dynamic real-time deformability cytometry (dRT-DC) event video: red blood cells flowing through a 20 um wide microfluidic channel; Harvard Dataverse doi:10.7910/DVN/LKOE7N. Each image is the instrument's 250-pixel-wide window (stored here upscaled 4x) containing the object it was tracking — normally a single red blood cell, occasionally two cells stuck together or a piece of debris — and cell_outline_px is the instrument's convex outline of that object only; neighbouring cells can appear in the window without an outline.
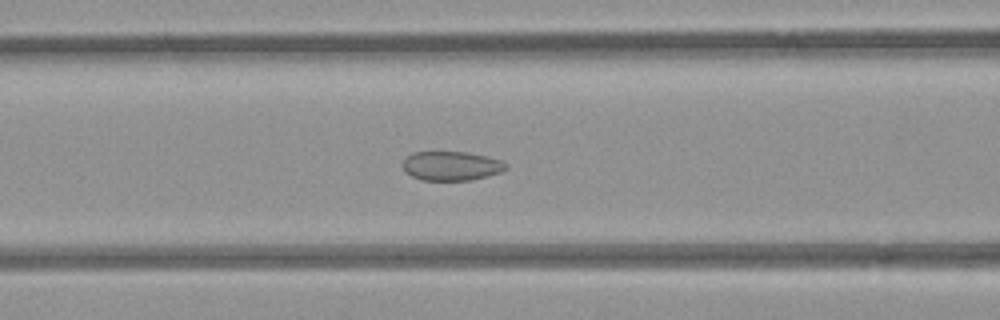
{"species": "common noctule bat (a hibernating species)", "species_latin": "Nyctalus noctula", "temperature_condition": "room temperature", "stored_images_in_passage": 48, "camera_frame_rate_fps": 3000, "um_per_image_px": 0.085, "animal": {"sex": "female", "body_mass_g": 21.9}, "frame": {"image": 1, "passage_image": 17, "time_ms": 5.333, "image_size_px": [1000, 320], "cell_outline_px": [[508, 168], [500, 172], [472, 180], [420, 180], [404, 172], [404, 160], [412, 152], [468, 152], [500, 160], [508, 164]], "centroid_in_image_um": [38.36, 14.1], "position_along_channel_um": 128.2, "area_um2": 17.46}}
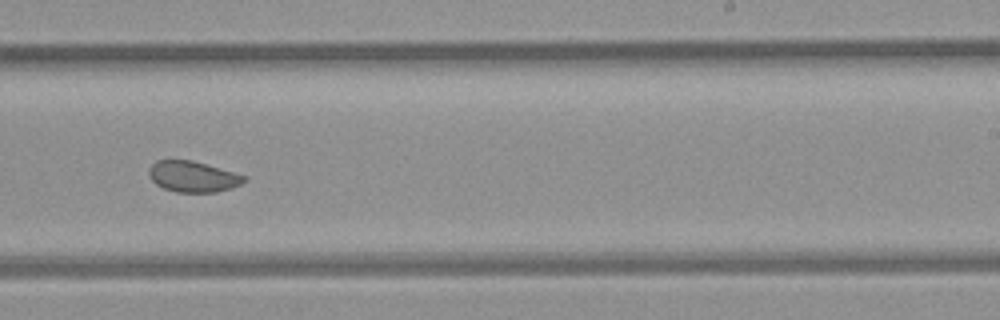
{"frame": {"image": 2, "passage_image": 28, "time_ms": 9.0, "image_size_px": [1000, 320], "cell_outline_px": [[248, 180], [232, 188], [216, 192], [176, 192], [164, 188], [156, 184], [148, 176], [148, 168], [156, 160], [192, 160], [248, 176]], "centroid_in_image_um": [16.4, 15.01], "position_along_channel_um": 272.6, "area_um2": 17.28}}
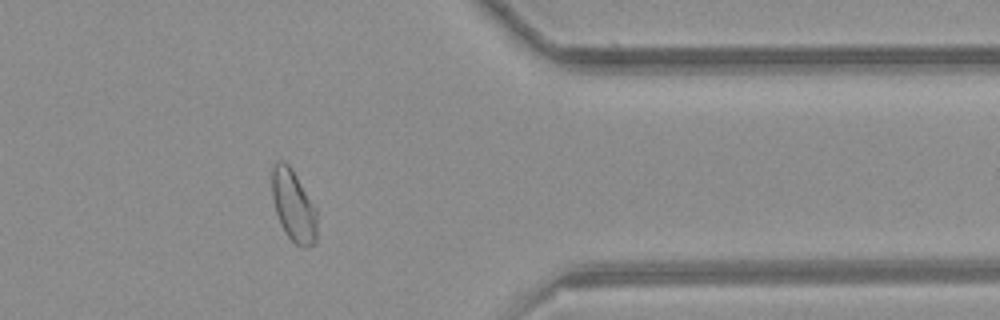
{"frame": {"image": 3, "passage_image": 38, "time_ms": 12.333, "image_size_px": [1000, 320], "cell_outline_px": [[316, 244], [304, 248], [296, 244], [288, 236], [280, 224], [276, 212], [272, 196], [272, 164], [276, 160], [284, 160], [292, 168], [316, 208]], "centroid_in_image_um": [24.94, 17.46], "position_along_channel_um": 386.5, "area_um2": 18.9}, "authors_computed_cell_mechanics": {"area_um2": 18.9584, "velocity_mm_per_s": 3.9429, "shape_relaxation_time_tau1_ms": null, "shape_relaxation_time_tau2_ms": 0.83, "deformation_change_tau1": null, "deformation_change_tau2": 0.059}}